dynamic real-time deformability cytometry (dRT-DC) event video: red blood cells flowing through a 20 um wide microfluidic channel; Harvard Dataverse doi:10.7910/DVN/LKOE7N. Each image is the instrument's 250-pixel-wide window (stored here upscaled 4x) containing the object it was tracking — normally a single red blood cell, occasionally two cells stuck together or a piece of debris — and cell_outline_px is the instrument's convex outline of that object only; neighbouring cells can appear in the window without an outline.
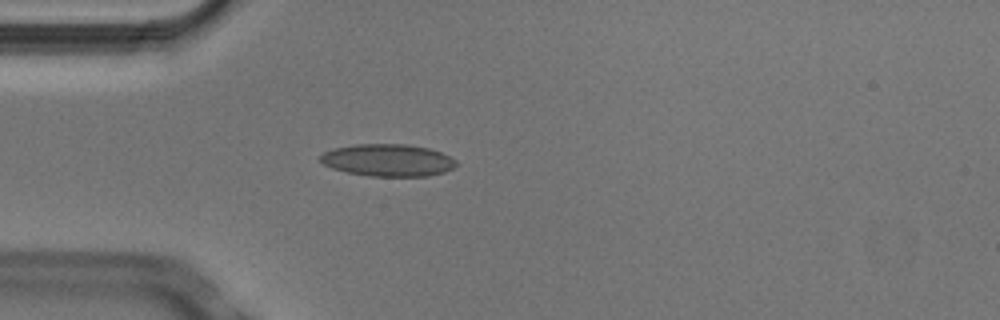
{"species": "Egyptian fruit bat (a non-hibernating species)", "species_latin": "Rousettus aegyptiacus", "temperature_condition": "cold", "stored_images_in_passage": 3, "camera_frame_rate_fps": 3000, "um_per_image_px": 0.085, "animal": {"sex": "male"}, "frame": {"image": 1, "passage_image": 3, "time_ms": 0.667, "image_size_px": [1000, 320], "cell_outline_px": [[456, 164], [452, 168], [444, 172], [428, 176], [372, 176], [348, 172], [332, 168], [324, 164], [320, 160], [320, 156], [324, 152], [332, 148], [356, 144], [408, 144], [428, 148], [440, 152], [456, 160]], "centroid_in_image_um": [32.96, 13.61], "position_along_channel_um": 52.0, "area_um2": 25.37}}